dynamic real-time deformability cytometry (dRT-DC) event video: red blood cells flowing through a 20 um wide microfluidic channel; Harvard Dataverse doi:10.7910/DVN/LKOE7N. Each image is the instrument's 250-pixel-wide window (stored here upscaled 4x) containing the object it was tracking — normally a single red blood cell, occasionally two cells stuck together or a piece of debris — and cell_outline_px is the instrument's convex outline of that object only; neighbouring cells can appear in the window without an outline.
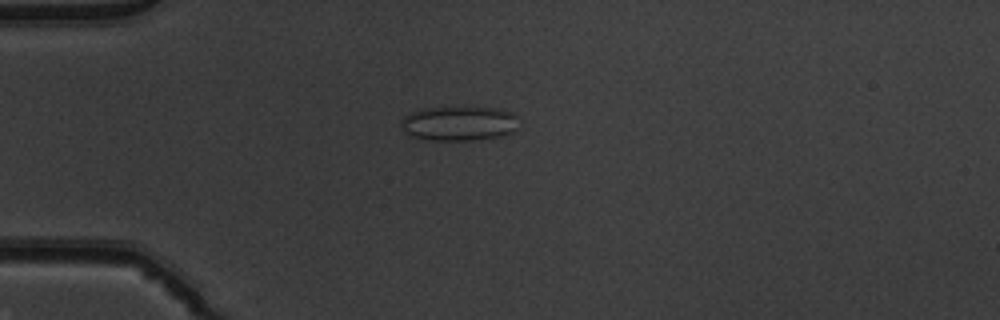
{"species": "common noctule bat (a hibernating species)", "species_latin": "Nyctalus noctula", "temperature_condition": "warm", "stored_images_in_passage": 39, "camera_frame_rate_fps": 3000, "um_per_image_px": 0.085, "animal": {"sex": "male", "body_mass_g": 19.5, "forearm_length_mm": 54.6}, "frame": {"image": 1, "passage_image": 2, "time_ms": 0.333, "image_size_px": [1000, 320], "cell_outline_px": [[516, 128], [512, 132], [504, 136], [472, 140], [432, 140], [412, 136], [404, 132], [400, 124], [400, 120], [404, 116], [412, 112], [424, 108], [460, 104], [496, 108], [512, 112], [516, 116]], "centroid_in_image_um": [39.0, 10.44], "position_along_channel_um": 46.0, "area_um2": 24.57}}
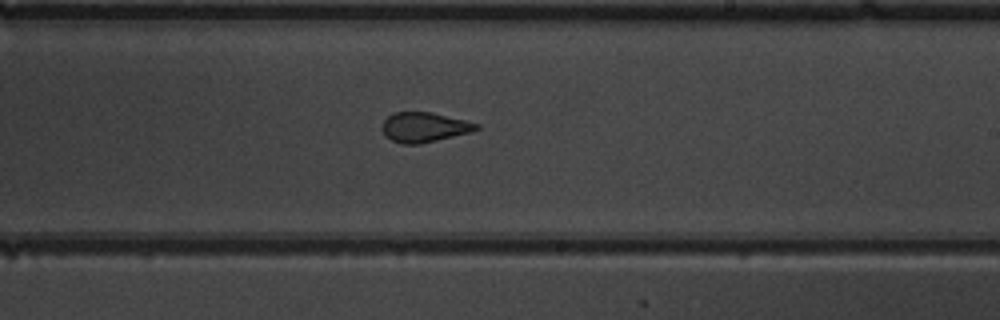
{"frame": {"image": 2, "passage_image": 19, "time_ms": 6.0, "image_size_px": [1000, 320], "cell_outline_px": [[480, 128], [472, 132], [420, 144], [400, 144], [384, 136], [380, 128], [380, 124], [392, 112], [432, 112], [480, 124]], "centroid_in_image_um": [36.02, 10.82], "position_along_channel_um": 253.0, "area_um2": 16.65}}
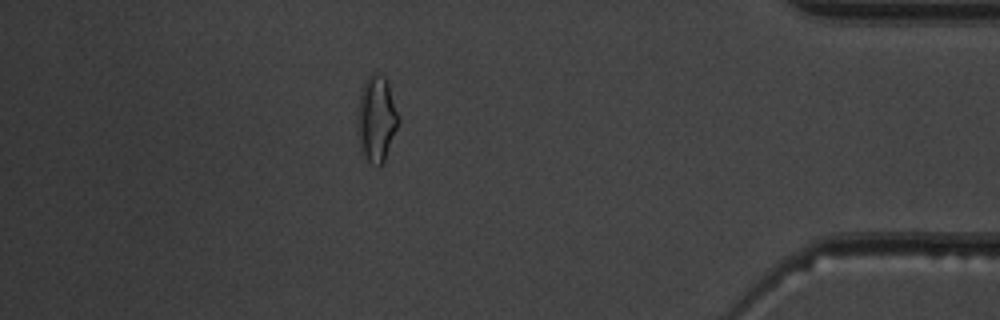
{"frame": {"image": 3, "passage_image": 33, "time_ms": 10.667, "image_size_px": [1000, 320], "cell_outline_px": [[400, 120], [384, 160], [380, 164], [368, 160], [364, 156], [360, 148], [356, 132], [356, 112], [360, 92], [364, 80], [372, 72], [376, 72], [384, 76], [388, 80], [400, 116]], "centroid_in_image_um": [31.98, 10.0], "position_along_channel_um": 403.2, "area_um2": 20.98}, "authors_computed_cell_mechanics": {"area_um2": 17.6868, "velocity_mm_per_s": 4.0337, "shape_relaxation_time_tau1_ms": null, "shape_relaxation_time_tau2_ms": 0.6746, "deformation_change_tau1": null, "deformation_change_tau2": 0.0781}}